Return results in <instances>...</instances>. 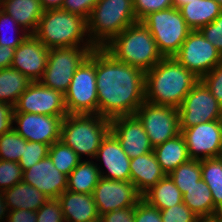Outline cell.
<instances>
[{"label":"cell","mask_w":222,"mask_h":222,"mask_svg":"<svg viewBox=\"0 0 222 222\" xmlns=\"http://www.w3.org/2000/svg\"><path fill=\"white\" fill-rule=\"evenodd\" d=\"M98 115L112 119L133 115L145 101V72L96 48Z\"/></svg>","instance_id":"cell-1"},{"label":"cell","mask_w":222,"mask_h":222,"mask_svg":"<svg viewBox=\"0 0 222 222\" xmlns=\"http://www.w3.org/2000/svg\"><path fill=\"white\" fill-rule=\"evenodd\" d=\"M199 80L174 57H163L145 72V101L179 108Z\"/></svg>","instance_id":"cell-2"},{"label":"cell","mask_w":222,"mask_h":222,"mask_svg":"<svg viewBox=\"0 0 222 222\" xmlns=\"http://www.w3.org/2000/svg\"><path fill=\"white\" fill-rule=\"evenodd\" d=\"M116 60L146 72L162 58L149 29L138 21L103 47Z\"/></svg>","instance_id":"cell-3"},{"label":"cell","mask_w":222,"mask_h":222,"mask_svg":"<svg viewBox=\"0 0 222 222\" xmlns=\"http://www.w3.org/2000/svg\"><path fill=\"white\" fill-rule=\"evenodd\" d=\"M34 35L48 49L93 46L87 34V21L62 9L44 10Z\"/></svg>","instance_id":"cell-4"},{"label":"cell","mask_w":222,"mask_h":222,"mask_svg":"<svg viewBox=\"0 0 222 222\" xmlns=\"http://www.w3.org/2000/svg\"><path fill=\"white\" fill-rule=\"evenodd\" d=\"M136 22L133 0H98L87 20V34L95 48H103Z\"/></svg>","instance_id":"cell-5"},{"label":"cell","mask_w":222,"mask_h":222,"mask_svg":"<svg viewBox=\"0 0 222 222\" xmlns=\"http://www.w3.org/2000/svg\"><path fill=\"white\" fill-rule=\"evenodd\" d=\"M110 131V119L98 114H67L61 123L60 141L82 160H93L102 139Z\"/></svg>","instance_id":"cell-6"},{"label":"cell","mask_w":222,"mask_h":222,"mask_svg":"<svg viewBox=\"0 0 222 222\" xmlns=\"http://www.w3.org/2000/svg\"><path fill=\"white\" fill-rule=\"evenodd\" d=\"M141 22L151 32L163 57H173L192 31L175 7L152 12Z\"/></svg>","instance_id":"cell-7"},{"label":"cell","mask_w":222,"mask_h":222,"mask_svg":"<svg viewBox=\"0 0 222 222\" xmlns=\"http://www.w3.org/2000/svg\"><path fill=\"white\" fill-rule=\"evenodd\" d=\"M64 95L68 114H98L96 48L77 68Z\"/></svg>","instance_id":"cell-8"},{"label":"cell","mask_w":222,"mask_h":222,"mask_svg":"<svg viewBox=\"0 0 222 222\" xmlns=\"http://www.w3.org/2000/svg\"><path fill=\"white\" fill-rule=\"evenodd\" d=\"M94 48V46H78L49 49L47 65L39 82L65 94L75 71Z\"/></svg>","instance_id":"cell-9"},{"label":"cell","mask_w":222,"mask_h":222,"mask_svg":"<svg viewBox=\"0 0 222 222\" xmlns=\"http://www.w3.org/2000/svg\"><path fill=\"white\" fill-rule=\"evenodd\" d=\"M135 115L142 122L153 148L181 132L179 110L173 106L144 101Z\"/></svg>","instance_id":"cell-10"},{"label":"cell","mask_w":222,"mask_h":222,"mask_svg":"<svg viewBox=\"0 0 222 222\" xmlns=\"http://www.w3.org/2000/svg\"><path fill=\"white\" fill-rule=\"evenodd\" d=\"M173 57L199 79L222 61V54L205 39L199 30L189 33Z\"/></svg>","instance_id":"cell-11"},{"label":"cell","mask_w":222,"mask_h":222,"mask_svg":"<svg viewBox=\"0 0 222 222\" xmlns=\"http://www.w3.org/2000/svg\"><path fill=\"white\" fill-rule=\"evenodd\" d=\"M179 110L180 131L203 122L221 120L222 105L199 80L185 96Z\"/></svg>","instance_id":"cell-12"},{"label":"cell","mask_w":222,"mask_h":222,"mask_svg":"<svg viewBox=\"0 0 222 222\" xmlns=\"http://www.w3.org/2000/svg\"><path fill=\"white\" fill-rule=\"evenodd\" d=\"M14 113H33L48 116H66L65 95L44 86L39 81L31 82L14 106Z\"/></svg>","instance_id":"cell-13"},{"label":"cell","mask_w":222,"mask_h":222,"mask_svg":"<svg viewBox=\"0 0 222 222\" xmlns=\"http://www.w3.org/2000/svg\"><path fill=\"white\" fill-rule=\"evenodd\" d=\"M188 155L193 160L219 157L222 148V121L203 122L182 129Z\"/></svg>","instance_id":"cell-14"},{"label":"cell","mask_w":222,"mask_h":222,"mask_svg":"<svg viewBox=\"0 0 222 222\" xmlns=\"http://www.w3.org/2000/svg\"><path fill=\"white\" fill-rule=\"evenodd\" d=\"M94 202L99 216L127 207H135L142 199L131 181H116L99 178L93 191Z\"/></svg>","instance_id":"cell-15"},{"label":"cell","mask_w":222,"mask_h":222,"mask_svg":"<svg viewBox=\"0 0 222 222\" xmlns=\"http://www.w3.org/2000/svg\"><path fill=\"white\" fill-rule=\"evenodd\" d=\"M64 117L14 113L13 129L26 141L44 143L51 146L54 142L60 140L61 123Z\"/></svg>","instance_id":"cell-16"},{"label":"cell","mask_w":222,"mask_h":222,"mask_svg":"<svg viewBox=\"0 0 222 222\" xmlns=\"http://www.w3.org/2000/svg\"><path fill=\"white\" fill-rule=\"evenodd\" d=\"M110 131L130 159L153 151L142 122L135 114L110 119Z\"/></svg>","instance_id":"cell-17"},{"label":"cell","mask_w":222,"mask_h":222,"mask_svg":"<svg viewBox=\"0 0 222 222\" xmlns=\"http://www.w3.org/2000/svg\"><path fill=\"white\" fill-rule=\"evenodd\" d=\"M93 160L98 166L101 177L116 181H130L131 159L124 152L120 142L111 131L102 139Z\"/></svg>","instance_id":"cell-18"},{"label":"cell","mask_w":222,"mask_h":222,"mask_svg":"<svg viewBox=\"0 0 222 222\" xmlns=\"http://www.w3.org/2000/svg\"><path fill=\"white\" fill-rule=\"evenodd\" d=\"M48 54L49 49L34 34H29L15 48L11 67L32 82L39 81L45 71Z\"/></svg>","instance_id":"cell-19"},{"label":"cell","mask_w":222,"mask_h":222,"mask_svg":"<svg viewBox=\"0 0 222 222\" xmlns=\"http://www.w3.org/2000/svg\"><path fill=\"white\" fill-rule=\"evenodd\" d=\"M67 178L56 169L49 156L23 171L22 175V181L37 188L49 199H58L67 190Z\"/></svg>","instance_id":"cell-20"},{"label":"cell","mask_w":222,"mask_h":222,"mask_svg":"<svg viewBox=\"0 0 222 222\" xmlns=\"http://www.w3.org/2000/svg\"><path fill=\"white\" fill-rule=\"evenodd\" d=\"M58 200L65 222H91L99 219L93 194L65 190Z\"/></svg>","instance_id":"cell-21"},{"label":"cell","mask_w":222,"mask_h":222,"mask_svg":"<svg viewBox=\"0 0 222 222\" xmlns=\"http://www.w3.org/2000/svg\"><path fill=\"white\" fill-rule=\"evenodd\" d=\"M165 175L153 151L130 160V181L141 195Z\"/></svg>","instance_id":"cell-22"},{"label":"cell","mask_w":222,"mask_h":222,"mask_svg":"<svg viewBox=\"0 0 222 222\" xmlns=\"http://www.w3.org/2000/svg\"><path fill=\"white\" fill-rule=\"evenodd\" d=\"M0 9L10 15L25 31L34 34L44 13L40 0H6Z\"/></svg>","instance_id":"cell-23"},{"label":"cell","mask_w":222,"mask_h":222,"mask_svg":"<svg viewBox=\"0 0 222 222\" xmlns=\"http://www.w3.org/2000/svg\"><path fill=\"white\" fill-rule=\"evenodd\" d=\"M2 192L9 211L19 209L37 211L49 199L37 188L24 181Z\"/></svg>","instance_id":"cell-24"},{"label":"cell","mask_w":222,"mask_h":222,"mask_svg":"<svg viewBox=\"0 0 222 222\" xmlns=\"http://www.w3.org/2000/svg\"><path fill=\"white\" fill-rule=\"evenodd\" d=\"M161 169L169 175L180 164L190 160L188 149L181 133L153 148Z\"/></svg>","instance_id":"cell-25"},{"label":"cell","mask_w":222,"mask_h":222,"mask_svg":"<svg viewBox=\"0 0 222 222\" xmlns=\"http://www.w3.org/2000/svg\"><path fill=\"white\" fill-rule=\"evenodd\" d=\"M179 10L192 31L200 30L222 13V7L215 0H194Z\"/></svg>","instance_id":"cell-26"},{"label":"cell","mask_w":222,"mask_h":222,"mask_svg":"<svg viewBox=\"0 0 222 222\" xmlns=\"http://www.w3.org/2000/svg\"><path fill=\"white\" fill-rule=\"evenodd\" d=\"M182 197L183 203L199 218L220 215V212L214 207L209 186L203 179L197 181Z\"/></svg>","instance_id":"cell-27"},{"label":"cell","mask_w":222,"mask_h":222,"mask_svg":"<svg viewBox=\"0 0 222 222\" xmlns=\"http://www.w3.org/2000/svg\"><path fill=\"white\" fill-rule=\"evenodd\" d=\"M142 199L150 206L159 210L183 203L181 191L169 175H165L159 182L145 192L142 195Z\"/></svg>","instance_id":"cell-28"},{"label":"cell","mask_w":222,"mask_h":222,"mask_svg":"<svg viewBox=\"0 0 222 222\" xmlns=\"http://www.w3.org/2000/svg\"><path fill=\"white\" fill-rule=\"evenodd\" d=\"M100 173L94 160L83 159L67 178V190L71 192L93 194Z\"/></svg>","instance_id":"cell-29"},{"label":"cell","mask_w":222,"mask_h":222,"mask_svg":"<svg viewBox=\"0 0 222 222\" xmlns=\"http://www.w3.org/2000/svg\"><path fill=\"white\" fill-rule=\"evenodd\" d=\"M32 81L12 67L0 70V103L13 107Z\"/></svg>","instance_id":"cell-30"},{"label":"cell","mask_w":222,"mask_h":222,"mask_svg":"<svg viewBox=\"0 0 222 222\" xmlns=\"http://www.w3.org/2000/svg\"><path fill=\"white\" fill-rule=\"evenodd\" d=\"M201 177L209 186L214 207L222 212V160L219 157L201 160Z\"/></svg>","instance_id":"cell-31"},{"label":"cell","mask_w":222,"mask_h":222,"mask_svg":"<svg viewBox=\"0 0 222 222\" xmlns=\"http://www.w3.org/2000/svg\"><path fill=\"white\" fill-rule=\"evenodd\" d=\"M169 176L179 188L181 194H185L189 188L201 180V160H193L180 164Z\"/></svg>","instance_id":"cell-32"},{"label":"cell","mask_w":222,"mask_h":222,"mask_svg":"<svg viewBox=\"0 0 222 222\" xmlns=\"http://www.w3.org/2000/svg\"><path fill=\"white\" fill-rule=\"evenodd\" d=\"M48 156L56 169L67 176L81 161L75 151L60 140L50 146Z\"/></svg>","instance_id":"cell-33"},{"label":"cell","mask_w":222,"mask_h":222,"mask_svg":"<svg viewBox=\"0 0 222 222\" xmlns=\"http://www.w3.org/2000/svg\"><path fill=\"white\" fill-rule=\"evenodd\" d=\"M28 35L29 33L25 31L10 15L6 14L4 11L0 9V45L1 46L7 45L15 49L24 41V39Z\"/></svg>","instance_id":"cell-34"},{"label":"cell","mask_w":222,"mask_h":222,"mask_svg":"<svg viewBox=\"0 0 222 222\" xmlns=\"http://www.w3.org/2000/svg\"><path fill=\"white\" fill-rule=\"evenodd\" d=\"M26 140L13 128L0 136V160L19 162Z\"/></svg>","instance_id":"cell-35"},{"label":"cell","mask_w":222,"mask_h":222,"mask_svg":"<svg viewBox=\"0 0 222 222\" xmlns=\"http://www.w3.org/2000/svg\"><path fill=\"white\" fill-rule=\"evenodd\" d=\"M49 148L50 146L44 143L26 141L23 154L18 162L22 171L28 170L41 159L47 157L49 154Z\"/></svg>","instance_id":"cell-36"},{"label":"cell","mask_w":222,"mask_h":222,"mask_svg":"<svg viewBox=\"0 0 222 222\" xmlns=\"http://www.w3.org/2000/svg\"><path fill=\"white\" fill-rule=\"evenodd\" d=\"M23 171L18 162L0 160V191L9 189L22 181Z\"/></svg>","instance_id":"cell-37"},{"label":"cell","mask_w":222,"mask_h":222,"mask_svg":"<svg viewBox=\"0 0 222 222\" xmlns=\"http://www.w3.org/2000/svg\"><path fill=\"white\" fill-rule=\"evenodd\" d=\"M174 7V0H133V8L137 21L152 12H157Z\"/></svg>","instance_id":"cell-38"},{"label":"cell","mask_w":222,"mask_h":222,"mask_svg":"<svg viewBox=\"0 0 222 222\" xmlns=\"http://www.w3.org/2000/svg\"><path fill=\"white\" fill-rule=\"evenodd\" d=\"M160 217L162 222H196L199 219L184 203L160 210Z\"/></svg>","instance_id":"cell-39"},{"label":"cell","mask_w":222,"mask_h":222,"mask_svg":"<svg viewBox=\"0 0 222 222\" xmlns=\"http://www.w3.org/2000/svg\"><path fill=\"white\" fill-rule=\"evenodd\" d=\"M36 213L37 222H65L58 199H48Z\"/></svg>","instance_id":"cell-40"},{"label":"cell","mask_w":222,"mask_h":222,"mask_svg":"<svg viewBox=\"0 0 222 222\" xmlns=\"http://www.w3.org/2000/svg\"><path fill=\"white\" fill-rule=\"evenodd\" d=\"M200 80L222 105V61Z\"/></svg>","instance_id":"cell-41"},{"label":"cell","mask_w":222,"mask_h":222,"mask_svg":"<svg viewBox=\"0 0 222 222\" xmlns=\"http://www.w3.org/2000/svg\"><path fill=\"white\" fill-rule=\"evenodd\" d=\"M199 31L222 54V13Z\"/></svg>","instance_id":"cell-42"},{"label":"cell","mask_w":222,"mask_h":222,"mask_svg":"<svg viewBox=\"0 0 222 222\" xmlns=\"http://www.w3.org/2000/svg\"><path fill=\"white\" fill-rule=\"evenodd\" d=\"M98 0H64L62 10L79 15L86 21Z\"/></svg>","instance_id":"cell-43"},{"label":"cell","mask_w":222,"mask_h":222,"mask_svg":"<svg viewBox=\"0 0 222 222\" xmlns=\"http://www.w3.org/2000/svg\"><path fill=\"white\" fill-rule=\"evenodd\" d=\"M134 222H162L160 210L141 199L134 207Z\"/></svg>","instance_id":"cell-44"},{"label":"cell","mask_w":222,"mask_h":222,"mask_svg":"<svg viewBox=\"0 0 222 222\" xmlns=\"http://www.w3.org/2000/svg\"><path fill=\"white\" fill-rule=\"evenodd\" d=\"M101 222H134V207H127L105 213L99 217Z\"/></svg>","instance_id":"cell-45"},{"label":"cell","mask_w":222,"mask_h":222,"mask_svg":"<svg viewBox=\"0 0 222 222\" xmlns=\"http://www.w3.org/2000/svg\"><path fill=\"white\" fill-rule=\"evenodd\" d=\"M14 107L0 103V136L13 128Z\"/></svg>","instance_id":"cell-46"},{"label":"cell","mask_w":222,"mask_h":222,"mask_svg":"<svg viewBox=\"0 0 222 222\" xmlns=\"http://www.w3.org/2000/svg\"><path fill=\"white\" fill-rule=\"evenodd\" d=\"M36 211L19 209L10 210L7 216L8 222H37Z\"/></svg>","instance_id":"cell-47"},{"label":"cell","mask_w":222,"mask_h":222,"mask_svg":"<svg viewBox=\"0 0 222 222\" xmlns=\"http://www.w3.org/2000/svg\"><path fill=\"white\" fill-rule=\"evenodd\" d=\"M14 50V48L9 47L7 45H0V70L3 68L11 67L14 56Z\"/></svg>","instance_id":"cell-48"},{"label":"cell","mask_w":222,"mask_h":222,"mask_svg":"<svg viewBox=\"0 0 222 222\" xmlns=\"http://www.w3.org/2000/svg\"><path fill=\"white\" fill-rule=\"evenodd\" d=\"M44 10L61 9L64 0H40Z\"/></svg>","instance_id":"cell-49"},{"label":"cell","mask_w":222,"mask_h":222,"mask_svg":"<svg viewBox=\"0 0 222 222\" xmlns=\"http://www.w3.org/2000/svg\"><path fill=\"white\" fill-rule=\"evenodd\" d=\"M9 210L5 203L3 192L0 191V222H7Z\"/></svg>","instance_id":"cell-50"},{"label":"cell","mask_w":222,"mask_h":222,"mask_svg":"<svg viewBox=\"0 0 222 222\" xmlns=\"http://www.w3.org/2000/svg\"><path fill=\"white\" fill-rule=\"evenodd\" d=\"M196 222H222V216L210 217V218H199Z\"/></svg>","instance_id":"cell-51"},{"label":"cell","mask_w":222,"mask_h":222,"mask_svg":"<svg viewBox=\"0 0 222 222\" xmlns=\"http://www.w3.org/2000/svg\"><path fill=\"white\" fill-rule=\"evenodd\" d=\"M191 1L193 2L194 0H174V7L179 9L181 6L188 4Z\"/></svg>","instance_id":"cell-52"},{"label":"cell","mask_w":222,"mask_h":222,"mask_svg":"<svg viewBox=\"0 0 222 222\" xmlns=\"http://www.w3.org/2000/svg\"><path fill=\"white\" fill-rule=\"evenodd\" d=\"M222 7V0H215Z\"/></svg>","instance_id":"cell-53"},{"label":"cell","mask_w":222,"mask_h":222,"mask_svg":"<svg viewBox=\"0 0 222 222\" xmlns=\"http://www.w3.org/2000/svg\"><path fill=\"white\" fill-rule=\"evenodd\" d=\"M219 158L222 160V148H221V153H220Z\"/></svg>","instance_id":"cell-54"},{"label":"cell","mask_w":222,"mask_h":222,"mask_svg":"<svg viewBox=\"0 0 222 222\" xmlns=\"http://www.w3.org/2000/svg\"><path fill=\"white\" fill-rule=\"evenodd\" d=\"M91 222H101L100 219L96 220V221H91Z\"/></svg>","instance_id":"cell-55"}]
</instances>
